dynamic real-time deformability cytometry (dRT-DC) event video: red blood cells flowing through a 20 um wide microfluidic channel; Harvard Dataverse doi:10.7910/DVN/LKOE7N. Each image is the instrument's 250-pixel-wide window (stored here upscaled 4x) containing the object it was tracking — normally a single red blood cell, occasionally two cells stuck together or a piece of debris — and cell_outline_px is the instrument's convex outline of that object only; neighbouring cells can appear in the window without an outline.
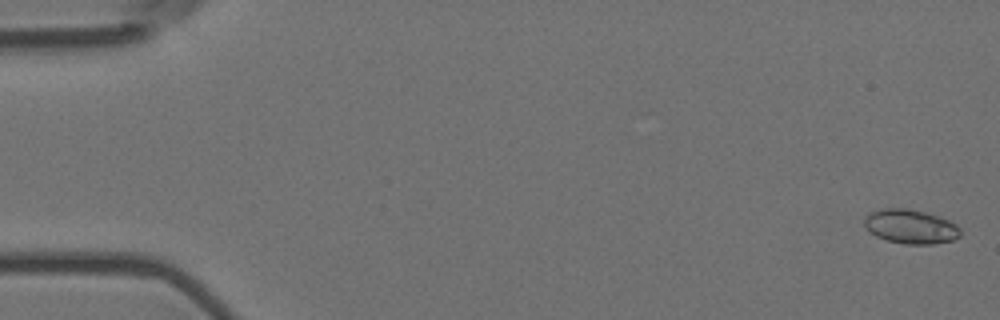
{"species": "Egyptian fruit bat (a non-hibernating species)", "species_latin": "Rousettus aegyptiacus", "temperature_condition": "room temperature", "stored_images_in_passage": 9, "camera_frame_rate_fps": 3000, "um_per_image_px": 0.085, "animal": {"sex": "female"}, "frame": {"image": 1, "passage_image": 1, "time_ms": 0.0, "image_size_px": [1000, 320], "cell_outline_px": [[960, 236], [952, 240], [932, 244], [904, 244], [888, 240], [876, 236], [864, 224], [864, 216], [868, 212], [880, 208], [908, 208], [940, 216], [956, 224], [960, 228]], "centroid_in_image_um": [77.39, 19.24], "position_along_channel_um": 7.6, "area_um2": 19.19}}
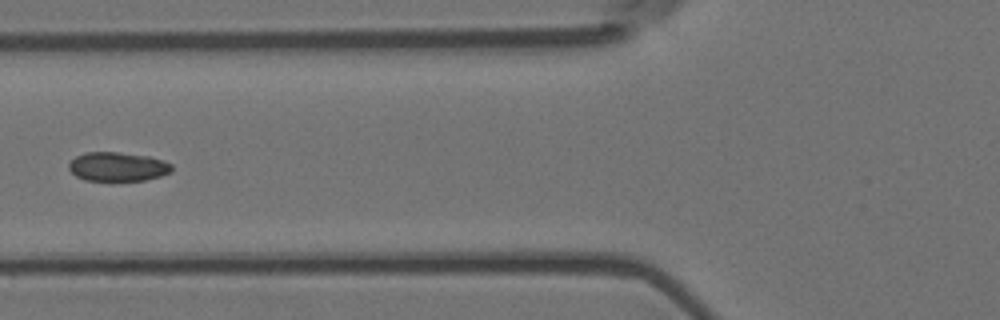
{"frame": {"image": 2, "passage_image": 7, "time_ms": 2.0, "image_size_px": [1000, 320], "cell_outline_px": [[172, 172], [160, 176], [144, 180], [84, 180], [76, 176], [68, 168], [68, 164], [76, 156], [84, 152], [116, 152], [148, 156], [164, 160], [172, 164]], "centroid_in_image_um": [10.01, 14.16], "position_along_channel_um": 115.8, "area_um2": 17.4}}
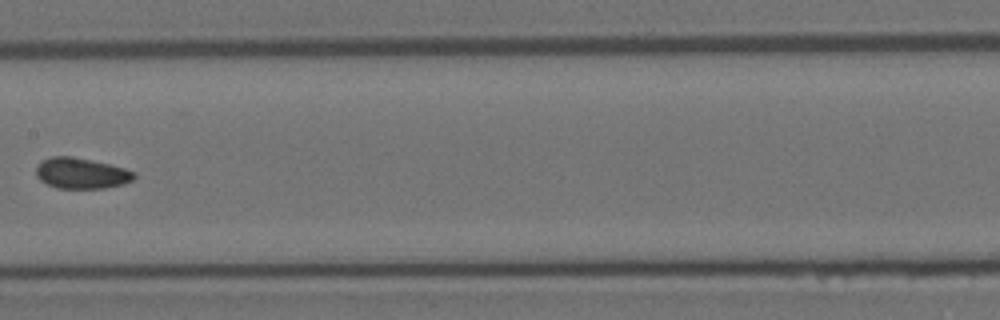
{"frame": {"image": 3, "passage_image": 9, "time_ms": 2.667, "image_size_px": [1000, 320], "cell_outline_px": [[136, 176], [132, 180], [124, 184], [104, 188], [56, 188], [40, 180], [36, 176], [36, 168], [40, 160], [52, 156], [72, 156], [108, 164], [124, 168], [136, 172]], "centroid_in_image_um": [6.9, 14.72], "position_along_channel_um": 200.5, "area_um2": 17.63}}